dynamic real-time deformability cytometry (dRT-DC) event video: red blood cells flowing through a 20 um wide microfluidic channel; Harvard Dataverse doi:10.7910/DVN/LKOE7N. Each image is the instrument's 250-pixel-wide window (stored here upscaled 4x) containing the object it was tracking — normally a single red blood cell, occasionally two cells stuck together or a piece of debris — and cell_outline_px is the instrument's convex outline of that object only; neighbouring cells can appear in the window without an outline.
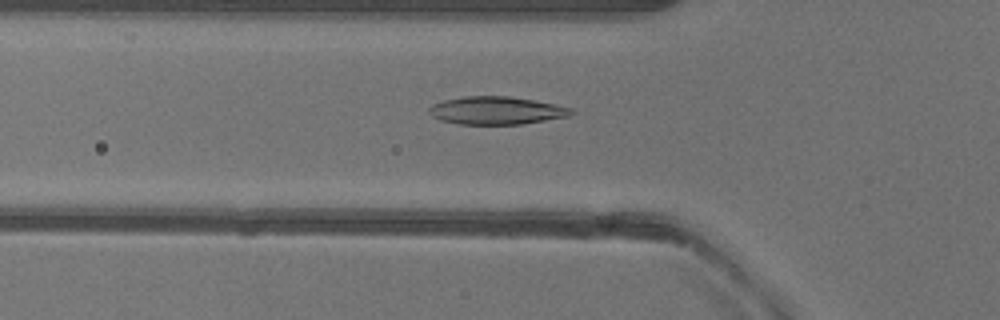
{"species": "common noctule bat (a hibernating species)", "species_latin": "Nyctalus noctula", "temperature_condition": "warm", "stored_images_in_passage": 51, "camera_frame_rate_fps": 3000, "um_per_image_px": 0.085, "animal": {"sex": "female"}, "frame": {"image": 1, "passage_image": 17, "time_ms": 5.333, "image_size_px": [1000, 320], "cell_outline_px": [[576, 112], [568, 116], [520, 124], [460, 124], [440, 120], [432, 116], [428, 112], [428, 108], [432, 104], [444, 100], [464, 96], [508, 96], [556, 104], [572, 108]], "centroid_in_image_um": [42.17, 9.39], "position_along_channel_um": 83.6, "area_um2": 23.0}}
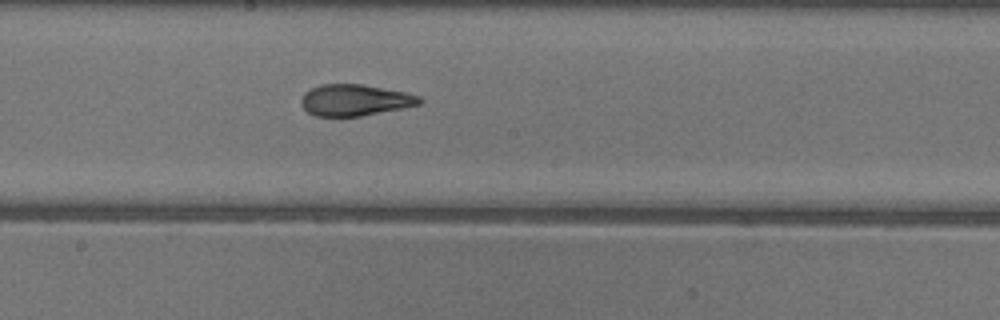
{"frame": {"image": 2, "passage_image": 27, "time_ms": 8.667, "image_size_px": [1000, 320], "cell_outline_px": [[424, 100], [420, 104], [404, 108], [360, 116], [316, 116], [308, 112], [300, 104], [300, 100], [304, 92], [320, 84], [364, 84], [404, 92], [420, 96]], "centroid_in_image_um": [30.16, 8.5], "position_along_channel_um": 218.0, "area_um2": 21.73}}
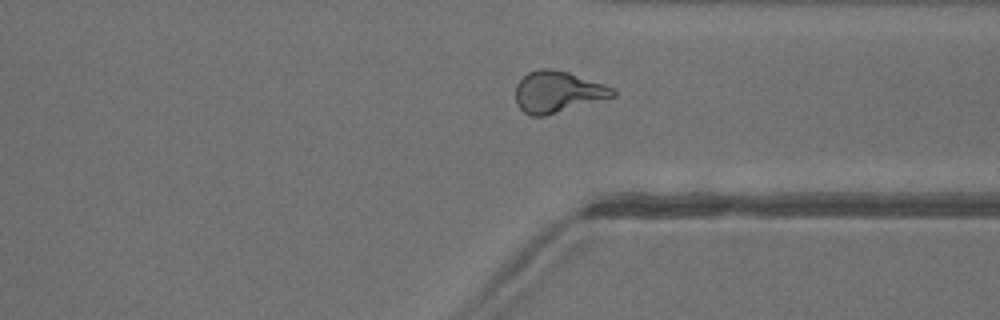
{"frame": {"image": 3, "passage_image": 38, "time_ms": 12.333, "image_size_px": [1000, 320], "cell_outline_px": [[616, 96], [544, 116], [532, 116], [524, 112], [516, 104], [516, 84], [528, 72], [540, 68], [552, 68], [568, 72], [604, 84], [612, 88], [616, 92]], "centroid_in_image_um": [47.39, 7.8], "position_along_channel_um": 364.0, "area_um2": 23.35}, "authors_computed_cell_mechanics": {"area_um2": 23.0044, "velocity_mm_per_s": 4.0034, "shape_relaxation_time_tau1_ms": 5.8425, "shape_relaxation_time_tau2_ms": 1.7622, "deformation_change_tau1": 0.2015, "deformation_change_tau2": 0.0912}}